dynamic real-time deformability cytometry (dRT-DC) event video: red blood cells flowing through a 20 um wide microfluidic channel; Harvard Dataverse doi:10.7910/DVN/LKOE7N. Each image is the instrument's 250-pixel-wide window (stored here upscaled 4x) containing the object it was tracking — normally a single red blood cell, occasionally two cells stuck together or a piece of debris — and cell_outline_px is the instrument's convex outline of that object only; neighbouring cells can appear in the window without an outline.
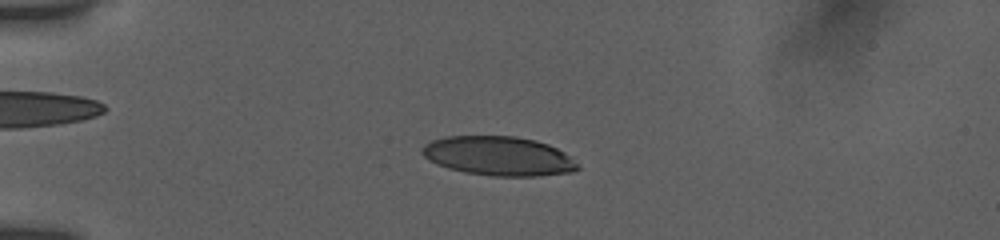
{"species": "human", "species_latin": "Homo sapiens", "temperature_condition": "room temperature", "stored_images_in_passage": 38, "camera_frame_rate_fps": 3000, "um_per_image_px": 0.085, "donor": {"sex": "female"}, "frame": {"image": 1, "passage_image": 10, "time_ms": 4.333, "image_size_px": [1000, 240], "cell_outline_px": [[580, 168], [572, 172], [536, 176], [492, 176], [464, 172], [448, 168], [436, 164], [428, 160], [420, 152], [420, 148], [424, 144], [432, 140], [444, 136], [516, 136], [536, 140], [548, 144], [564, 152], [580, 164]], "centroid_in_image_um": [42.36, 13.26], "position_along_channel_um": 42.6, "area_um2": 35.89}}
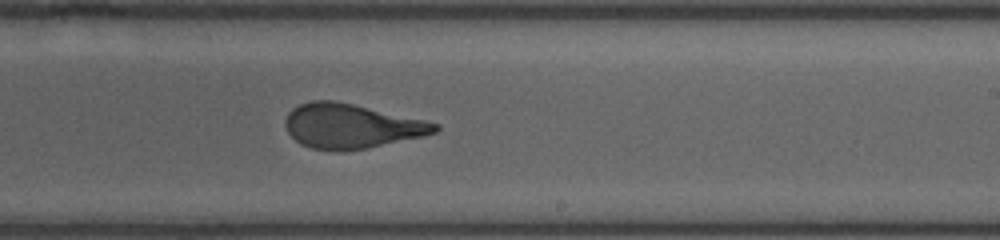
{"frame": {"image": 2, "passage_image": 24, "time_ms": 11.0, "image_size_px": [1000, 240], "cell_outline_px": [[440, 128], [436, 132], [424, 136], [364, 148], [312, 148], [300, 144], [288, 132], [284, 124], [284, 120], [288, 112], [292, 108], [300, 104], [312, 100], [336, 100], [424, 120], [440, 124]], "centroid_in_image_um": [29.84, 10.67], "position_along_channel_um": 259.2, "area_um2": 37.97}}
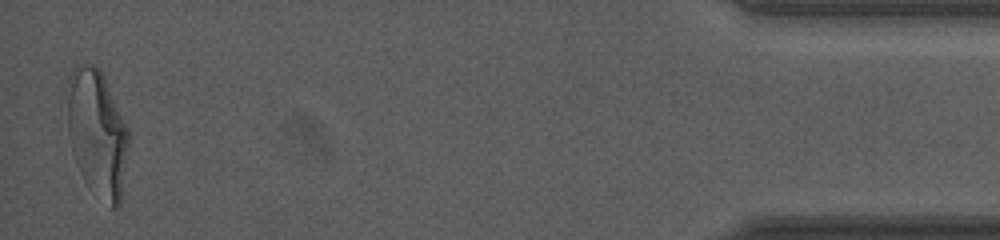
{"frame": {"image": 3, "passage_image": 38, "time_ms": 17.333, "image_size_px": [1000, 240], "cell_outline_px": [[128, 144], [120, 204], [116, 208], [112, 208], [84, 180], [76, 164], [72, 152], [68, 132], [68, 100], [72, 68], [76, 64], [92, 64], [100, 68], [104, 76], [128, 128]], "centroid_in_image_um": [8.26, 11.29], "position_along_channel_um": 426.9, "area_um2": 44.56}, "authors_computed_cell_mechanics": {"area_um2": 38.6682, "velocity_mm_per_s": 3.8634, "shape_relaxation_time_tau1_ms": 6.7961, "shape_relaxation_time_tau2_ms": 0.8221, "deformation_change_tau1": 0.2581, "deformation_change_tau2": 0.0944}}